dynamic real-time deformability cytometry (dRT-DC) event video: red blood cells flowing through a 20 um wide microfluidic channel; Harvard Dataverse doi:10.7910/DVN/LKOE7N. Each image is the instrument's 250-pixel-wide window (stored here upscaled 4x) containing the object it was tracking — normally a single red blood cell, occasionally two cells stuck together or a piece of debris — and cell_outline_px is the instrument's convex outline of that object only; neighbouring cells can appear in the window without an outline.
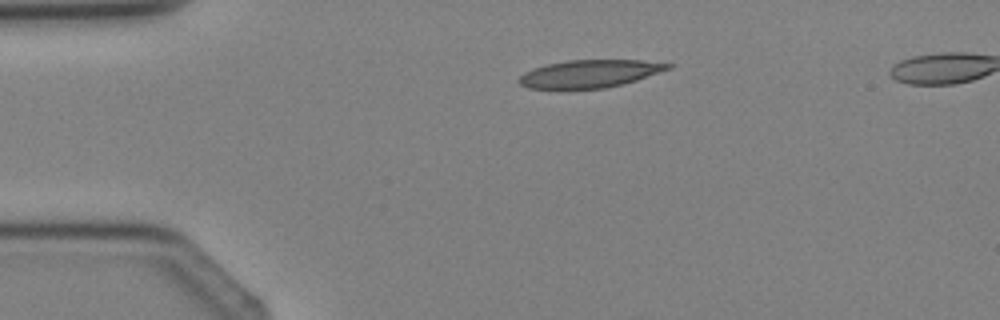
{"species": "Egyptian fruit bat (a non-hibernating species)", "species_latin": "Rousettus aegyptiacus", "temperature_condition": "cold", "stored_images_in_passage": 3, "camera_frame_rate_fps": 3000, "um_per_image_px": 0.085, "animal": {"sex": "female"}, "frame": {"image": 1, "passage_image": 2, "time_ms": 1.0, "image_size_px": [1000, 320], "cell_outline_px": [[672, 68], [624, 84], [604, 88], [528, 88], [520, 84], [516, 80], [524, 72], [532, 68], [544, 64], [568, 60], [640, 60], [672, 64]], "centroid_in_image_um": [50.09, 6.25], "position_along_channel_um": 34.9, "area_um2": 23.99}}